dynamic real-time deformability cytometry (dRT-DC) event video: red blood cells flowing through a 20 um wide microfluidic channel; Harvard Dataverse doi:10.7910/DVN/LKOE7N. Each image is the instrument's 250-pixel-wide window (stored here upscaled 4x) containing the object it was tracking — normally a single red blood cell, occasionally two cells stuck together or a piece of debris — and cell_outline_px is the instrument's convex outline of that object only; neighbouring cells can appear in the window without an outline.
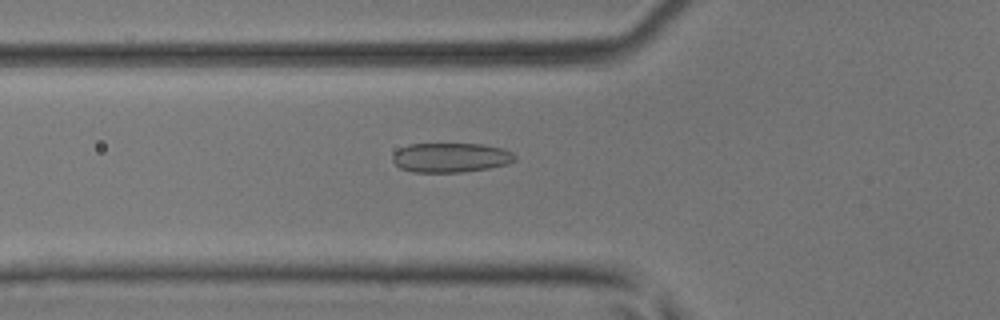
{"species": "common noctule bat (a hibernating species)", "species_latin": "Nyctalus noctula", "temperature_condition": "room temperature", "stored_images_in_passage": 49, "camera_frame_rate_fps": 3000, "um_per_image_px": 0.085, "animal": {"sex": "male", "body_mass_g": 17.9, "forearm_length_mm": 54.2}, "frame": {"image": 1, "passage_image": 18, "time_ms": 5.667, "image_size_px": [1000, 320], "cell_outline_px": [[516, 160], [508, 164], [488, 168], [464, 172], [412, 172], [400, 168], [392, 160], [392, 156], [400, 148], [408, 144], [484, 144], [504, 148], [512, 152], [516, 156]], "centroid_in_image_um": [38.34, 13.39], "position_along_channel_um": 87.5, "area_um2": 21.15}}
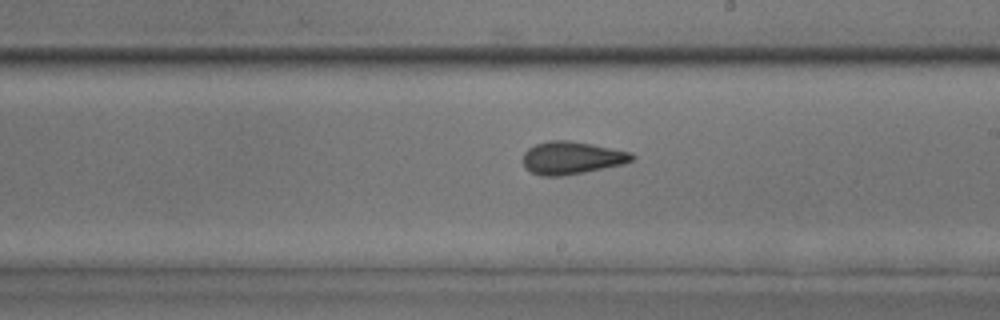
{"frame": {"image": 2, "passage_image": 29, "time_ms": 9.333, "image_size_px": [1000, 320], "cell_outline_px": [[636, 156], [632, 160], [624, 164], [584, 172], [560, 176], [540, 176], [524, 168], [524, 152], [528, 148], [536, 144], [548, 140], [568, 140], [592, 144], [632, 152]], "centroid_in_image_um": [48.6, 13.41], "position_along_channel_um": 240.4, "area_um2": 20.81}}
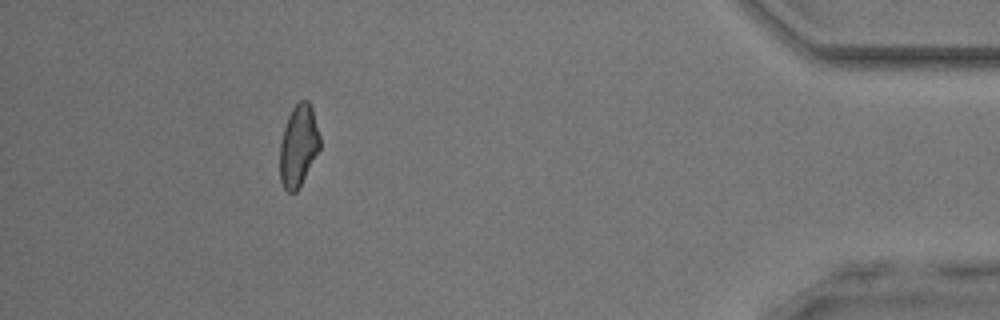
{"frame": {"image": 3, "passage_image": 45, "time_ms": 14.667, "image_size_px": [1000, 320], "cell_outline_px": [[320, 148], [296, 192], [288, 192], [284, 188], [280, 180], [280, 144], [284, 128], [288, 116], [292, 108], [300, 100], [308, 100], [312, 108], [320, 136]], "centroid_in_image_um": [25.36, 12.37], "position_along_channel_um": 409.8, "area_um2": 18.84}, "authors_computed_cell_mechanics": {"area_um2": 20.23, "velocity_mm_per_s": 4.1784, "shape_relaxation_time_tau1_ms": 7.0049, "shape_relaxation_time_tau2_ms": 1.7921, "deformation_change_tau1": 0.1453, "deformation_change_tau2": 0.0718}}